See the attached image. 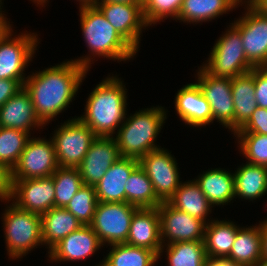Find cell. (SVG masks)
I'll use <instances>...</instances> for the list:
<instances>
[{
	"mask_svg": "<svg viewBox=\"0 0 267 266\" xmlns=\"http://www.w3.org/2000/svg\"><path fill=\"white\" fill-rule=\"evenodd\" d=\"M87 72L71 59L27 76L23 87L44 126L67 110Z\"/></svg>",
	"mask_w": 267,
	"mask_h": 266,
	"instance_id": "1",
	"label": "cell"
},
{
	"mask_svg": "<svg viewBox=\"0 0 267 266\" xmlns=\"http://www.w3.org/2000/svg\"><path fill=\"white\" fill-rule=\"evenodd\" d=\"M122 82L118 76L103 79L89 94L84 115L77 117L96 136L113 137L125 122L127 89Z\"/></svg>",
	"mask_w": 267,
	"mask_h": 266,
	"instance_id": "2",
	"label": "cell"
},
{
	"mask_svg": "<svg viewBox=\"0 0 267 266\" xmlns=\"http://www.w3.org/2000/svg\"><path fill=\"white\" fill-rule=\"evenodd\" d=\"M79 11L82 35L91 54L73 61L89 71L93 62L91 55L120 62L136 55L137 51L117 33L96 6L80 8Z\"/></svg>",
	"mask_w": 267,
	"mask_h": 266,
	"instance_id": "3",
	"label": "cell"
},
{
	"mask_svg": "<svg viewBox=\"0 0 267 266\" xmlns=\"http://www.w3.org/2000/svg\"><path fill=\"white\" fill-rule=\"evenodd\" d=\"M166 112L164 107L158 106L127 117L114 137L120 156L139 160L148 152L160 149L155 140L167 119Z\"/></svg>",
	"mask_w": 267,
	"mask_h": 266,
	"instance_id": "4",
	"label": "cell"
},
{
	"mask_svg": "<svg viewBox=\"0 0 267 266\" xmlns=\"http://www.w3.org/2000/svg\"><path fill=\"white\" fill-rule=\"evenodd\" d=\"M3 215L7 253L10 259L22 258L43 245L41 215L22 210L11 202Z\"/></svg>",
	"mask_w": 267,
	"mask_h": 266,
	"instance_id": "5",
	"label": "cell"
},
{
	"mask_svg": "<svg viewBox=\"0 0 267 266\" xmlns=\"http://www.w3.org/2000/svg\"><path fill=\"white\" fill-rule=\"evenodd\" d=\"M228 28L217 39L208 61L202 67L213 76L234 78L254 67L246 58L240 31L233 24Z\"/></svg>",
	"mask_w": 267,
	"mask_h": 266,
	"instance_id": "6",
	"label": "cell"
},
{
	"mask_svg": "<svg viewBox=\"0 0 267 266\" xmlns=\"http://www.w3.org/2000/svg\"><path fill=\"white\" fill-rule=\"evenodd\" d=\"M10 23L0 33V79H14L24 85V71L37 50L36 33H21L13 36Z\"/></svg>",
	"mask_w": 267,
	"mask_h": 266,
	"instance_id": "7",
	"label": "cell"
},
{
	"mask_svg": "<svg viewBox=\"0 0 267 266\" xmlns=\"http://www.w3.org/2000/svg\"><path fill=\"white\" fill-rule=\"evenodd\" d=\"M138 209L127 202H98L89 226L102 245L126 243L132 217Z\"/></svg>",
	"mask_w": 267,
	"mask_h": 266,
	"instance_id": "8",
	"label": "cell"
},
{
	"mask_svg": "<svg viewBox=\"0 0 267 266\" xmlns=\"http://www.w3.org/2000/svg\"><path fill=\"white\" fill-rule=\"evenodd\" d=\"M52 137L59 167L77 168L96 135L77 117H72L61 124Z\"/></svg>",
	"mask_w": 267,
	"mask_h": 266,
	"instance_id": "9",
	"label": "cell"
},
{
	"mask_svg": "<svg viewBox=\"0 0 267 266\" xmlns=\"http://www.w3.org/2000/svg\"><path fill=\"white\" fill-rule=\"evenodd\" d=\"M59 168L52 138H29L19 161L10 172V180L51 176Z\"/></svg>",
	"mask_w": 267,
	"mask_h": 266,
	"instance_id": "10",
	"label": "cell"
},
{
	"mask_svg": "<svg viewBox=\"0 0 267 266\" xmlns=\"http://www.w3.org/2000/svg\"><path fill=\"white\" fill-rule=\"evenodd\" d=\"M246 5L244 16L230 24L240 31L248 62L254 68L267 67V14L249 2Z\"/></svg>",
	"mask_w": 267,
	"mask_h": 266,
	"instance_id": "11",
	"label": "cell"
},
{
	"mask_svg": "<svg viewBox=\"0 0 267 266\" xmlns=\"http://www.w3.org/2000/svg\"><path fill=\"white\" fill-rule=\"evenodd\" d=\"M140 167L152 182L155 194L163 202L180 186V175L176 158L165 148L148 152L139 159Z\"/></svg>",
	"mask_w": 267,
	"mask_h": 266,
	"instance_id": "12",
	"label": "cell"
},
{
	"mask_svg": "<svg viewBox=\"0 0 267 266\" xmlns=\"http://www.w3.org/2000/svg\"><path fill=\"white\" fill-rule=\"evenodd\" d=\"M197 84L209 102L214 120L234 134V101L232 98V78L217 77L208 73L202 66L197 72Z\"/></svg>",
	"mask_w": 267,
	"mask_h": 266,
	"instance_id": "13",
	"label": "cell"
},
{
	"mask_svg": "<svg viewBox=\"0 0 267 266\" xmlns=\"http://www.w3.org/2000/svg\"><path fill=\"white\" fill-rule=\"evenodd\" d=\"M157 208L162 244L204 240L206 228L204 221L174 208L167 201H163Z\"/></svg>",
	"mask_w": 267,
	"mask_h": 266,
	"instance_id": "14",
	"label": "cell"
},
{
	"mask_svg": "<svg viewBox=\"0 0 267 266\" xmlns=\"http://www.w3.org/2000/svg\"><path fill=\"white\" fill-rule=\"evenodd\" d=\"M10 181V199H13L12 203L18 208L42 215L55 207V188L52 176Z\"/></svg>",
	"mask_w": 267,
	"mask_h": 266,
	"instance_id": "15",
	"label": "cell"
},
{
	"mask_svg": "<svg viewBox=\"0 0 267 266\" xmlns=\"http://www.w3.org/2000/svg\"><path fill=\"white\" fill-rule=\"evenodd\" d=\"M96 7L109 23L137 52L142 29L148 27L142 4L97 2Z\"/></svg>",
	"mask_w": 267,
	"mask_h": 266,
	"instance_id": "16",
	"label": "cell"
},
{
	"mask_svg": "<svg viewBox=\"0 0 267 266\" xmlns=\"http://www.w3.org/2000/svg\"><path fill=\"white\" fill-rule=\"evenodd\" d=\"M120 157L114 136H96L81 164L77 167L83 184L97 185L107 170Z\"/></svg>",
	"mask_w": 267,
	"mask_h": 266,
	"instance_id": "17",
	"label": "cell"
},
{
	"mask_svg": "<svg viewBox=\"0 0 267 266\" xmlns=\"http://www.w3.org/2000/svg\"><path fill=\"white\" fill-rule=\"evenodd\" d=\"M101 246L103 247L93 229L89 225H84L56 244L48 252V256L50 261L55 262L85 260L98 251Z\"/></svg>",
	"mask_w": 267,
	"mask_h": 266,
	"instance_id": "18",
	"label": "cell"
},
{
	"mask_svg": "<svg viewBox=\"0 0 267 266\" xmlns=\"http://www.w3.org/2000/svg\"><path fill=\"white\" fill-rule=\"evenodd\" d=\"M126 244L146 248L160 255L163 244L157 207L140 208L134 213Z\"/></svg>",
	"mask_w": 267,
	"mask_h": 266,
	"instance_id": "19",
	"label": "cell"
},
{
	"mask_svg": "<svg viewBox=\"0 0 267 266\" xmlns=\"http://www.w3.org/2000/svg\"><path fill=\"white\" fill-rule=\"evenodd\" d=\"M174 104L179 118L185 124L201 127L212 123L210 104L197 83L187 84L178 90Z\"/></svg>",
	"mask_w": 267,
	"mask_h": 266,
	"instance_id": "20",
	"label": "cell"
},
{
	"mask_svg": "<svg viewBox=\"0 0 267 266\" xmlns=\"http://www.w3.org/2000/svg\"><path fill=\"white\" fill-rule=\"evenodd\" d=\"M44 124L35 113L29 93L23 87L0 107V127L12 128L31 134L33 128Z\"/></svg>",
	"mask_w": 267,
	"mask_h": 266,
	"instance_id": "21",
	"label": "cell"
},
{
	"mask_svg": "<svg viewBox=\"0 0 267 266\" xmlns=\"http://www.w3.org/2000/svg\"><path fill=\"white\" fill-rule=\"evenodd\" d=\"M138 165V159L122 156L113 163L95 185L97 201L109 203L125 202V183Z\"/></svg>",
	"mask_w": 267,
	"mask_h": 266,
	"instance_id": "22",
	"label": "cell"
},
{
	"mask_svg": "<svg viewBox=\"0 0 267 266\" xmlns=\"http://www.w3.org/2000/svg\"><path fill=\"white\" fill-rule=\"evenodd\" d=\"M198 176L194 180L213 207L226 205L236 198L233 173L216 168Z\"/></svg>",
	"mask_w": 267,
	"mask_h": 266,
	"instance_id": "23",
	"label": "cell"
},
{
	"mask_svg": "<svg viewBox=\"0 0 267 266\" xmlns=\"http://www.w3.org/2000/svg\"><path fill=\"white\" fill-rule=\"evenodd\" d=\"M82 223L67 209L53 207L41 215L43 245L48 252L62 239L82 227Z\"/></svg>",
	"mask_w": 267,
	"mask_h": 266,
	"instance_id": "24",
	"label": "cell"
},
{
	"mask_svg": "<svg viewBox=\"0 0 267 266\" xmlns=\"http://www.w3.org/2000/svg\"><path fill=\"white\" fill-rule=\"evenodd\" d=\"M232 98L234 101V133L250 118L258 107L255 99L254 68L242 75L232 78Z\"/></svg>",
	"mask_w": 267,
	"mask_h": 266,
	"instance_id": "25",
	"label": "cell"
},
{
	"mask_svg": "<svg viewBox=\"0 0 267 266\" xmlns=\"http://www.w3.org/2000/svg\"><path fill=\"white\" fill-rule=\"evenodd\" d=\"M167 202L174 208L186 212L206 224L208 223L207 215L211 213L213 208L194 179L184 183L181 182L176 192Z\"/></svg>",
	"mask_w": 267,
	"mask_h": 266,
	"instance_id": "26",
	"label": "cell"
},
{
	"mask_svg": "<svg viewBox=\"0 0 267 266\" xmlns=\"http://www.w3.org/2000/svg\"><path fill=\"white\" fill-rule=\"evenodd\" d=\"M207 220L203 240L207 258H228L240 227L229 220Z\"/></svg>",
	"mask_w": 267,
	"mask_h": 266,
	"instance_id": "27",
	"label": "cell"
},
{
	"mask_svg": "<svg viewBox=\"0 0 267 266\" xmlns=\"http://www.w3.org/2000/svg\"><path fill=\"white\" fill-rule=\"evenodd\" d=\"M237 0H183L177 20L184 23L210 21L237 8Z\"/></svg>",
	"mask_w": 267,
	"mask_h": 266,
	"instance_id": "28",
	"label": "cell"
},
{
	"mask_svg": "<svg viewBox=\"0 0 267 266\" xmlns=\"http://www.w3.org/2000/svg\"><path fill=\"white\" fill-rule=\"evenodd\" d=\"M235 196L249 201L267 193V167L247 163L234 172Z\"/></svg>",
	"mask_w": 267,
	"mask_h": 266,
	"instance_id": "29",
	"label": "cell"
},
{
	"mask_svg": "<svg viewBox=\"0 0 267 266\" xmlns=\"http://www.w3.org/2000/svg\"><path fill=\"white\" fill-rule=\"evenodd\" d=\"M125 202L137 208H156L162 201L155 194L152 182L138 165L125 183Z\"/></svg>",
	"mask_w": 267,
	"mask_h": 266,
	"instance_id": "30",
	"label": "cell"
},
{
	"mask_svg": "<svg viewBox=\"0 0 267 266\" xmlns=\"http://www.w3.org/2000/svg\"><path fill=\"white\" fill-rule=\"evenodd\" d=\"M228 258L241 266H253L261 259L259 226L242 227L237 231Z\"/></svg>",
	"mask_w": 267,
	"mask_h": 266,
	"instance_id": "31",
	"label": "cell"
},
{
	"mask_svg": "<svg viewBox=\"0 0 267 266\" xmlns=\"http://www.w3.org/2000/svg\"><path fill=\"white\" fill-rule=\"evenodd\" d=\"M111 246L108 255L97 266H154L159 259L154 251L146 248L126 243L112 244Z\"/></svg>",
	"mask_w": 267,
	"mask_h": 266,
	"instance_id": "32",
	"label": "cell"
},
{
	"mask_svg": "<svg viewBox=\"0 0 267 266\" xmlns=\"http://www.w3.org/2000/svg\"><path fill=\"white\" fill-rule=\"evenodd\" d=\"M164 246L169 266H204L207 259L203 241L164 244L158 258H161Z\"/></svg>",
	"mask_w": 267,
	"mask_h": 266,
	"instance_id": "33",
	"label": "cell"
},
{
	"mask_svg": "<svg viewBox=\"0 0 267 266\" xmlns=\"http://www.w3.org/2000/svg\"><path fill=\"white\" fill-rule=\"evenodd\" d=\"M30 137L25 131L0 127V164L8 171L16 166Z\"/></svg>",
	"mask_w": 267,
	"mask_h": 266,
	"instance_id": "34",
	"label": "cell"
},
{
	"mask_svg": "<svg viewBox=\"0 0 267 266\" xmlns=\"http://www.w3.org/2000/svg\"><path fill=\"white\" fill-rule=\"evenodd\" d=\"M55 207L65 208L84 185L78 168L59 167L52 175Z\"/></svg>",
	"mask_w": 267,
	"mask_h": 266,
	"instance_id": "35",
	"label": "cell"
},
{
	"mask_svg": "<svg viewBox=\"0 0 267 266\" xmlns=\"http://www.w3.org/2000/svg\"><path fill=\"white\" fill-rule=\"evenodd\" d=\"M95 186L83 185L65 207L82 225H90L97 205Z\"/></svg>",
	"mask_w": 267,
	"mask_h": 266,
	"instance_id": "36",
	"label": "cell"
},
{
	"mask_svg": "<svg viewBox=\"0 0 267 266\" xmlns=\"http://www.w3.org/2000/svg\"><path fill=\"white\" fill-rule=\"evenodd\" d=\"M238 138L240 153L250 164L267 167V135L258 133H234Z\"/></svg>",
	"mask_w": 267,
	"mask_h": 266,
	"instance_id": "37",
	"label": "cell"
},
{
	"mask_svg": "<svg viewBox=\"0 0 267 266\" xmlns=\"http://www.w3.org/2000/svg\"><path fill=\"white\" fill-rule=\"evenodd\" d=\"M183 0H143V15L148 26L167 19L178 18Z\"/></svg>",
	"mask_w": 267,
	"mask_h": 266,
	"instance_id": "38",
	"label": "cell"
},
{
	"mask_svg": "<svg viewBox=\"0 0 267 266\" xmlns=\"http://www.w3.org/2000/svg\"><path fill=\"white\" fill-rule=\"evenodd\" d=\"M235 133H258L267 135V109L257 107L249 120Z\"/></svg>",
	"mask_w": 267,
	"mask_h": 266,
	"instance_id": "39",
	"label": "cell"
},
{
	"mask_svg": "<svg viewBox=\"0 0 267 266\" xmlns=\"http://www.w3.org/2000/svg\"><path fill=\"white\" fill-rule=\"evenodd\" d=\"M255 99L258 107L267 109V68H254Z\"/></svg>",
	"mask_w": 267,
	"mask_h": 266,
	"instance_id": "40",
	"label": "cell"
},
{
	"mask_svg": "<svg viewBox=\"0 0 267 266\" xmlns=\"http://www.w3.org/2000/svg\"><path fill=\"white\" fill-rule=\"evenodd\" d=\"M22 88L23 86L17 80L0 79V107Z\"/></svg>",
	"mask_w": 267,
	"mask_h": 266,
	"instance_id": "41",
	"label": "cell"
},
{
	"mask_svg": "<svg viewBox=\"0 0 267 266\" xmlns=\"http://www.w3.org/2000/svg\"><path fill=\"white\" fill-rule=\"evenodd\" d=\"M11 181L10 171L0 164V199L1 201H11Z\"/></svg>",
	"mask_w": 267,
	"mask_h": 266,
	"instance_id": "42",
	"label": "cell"
},
{
	"mask_svg": "<svg viewBox=\"0 0 267 266\" xmlns=\"http://www.w3.org/2000/svg\"><path fill=\"white\" fill-rule=\"evenodd\" d=\"M258 226L261 237V259L267 260V219L260 222Z\"/></svg>",
	"mask_w": 267,
	"mask_h": 266,
	"instance_id": "43",
	"label": "cell"
},
{
	"mask_svg": "<svg viewBox=\"0 0 267 266\" xmlns=\"http://www.w3.org/2000/svg\"><path fill=\"white\" fill-rule=\"evenodd\" d=\"M204 266H241L234 261H231L229 258L225 257H212L207 258Z\"/></svg>",
	"mask_w": 267,
	"mask_h": 266,
	"instance_id": "44",
	"label": "cell"
},
{
	"mask_svg": "<svg viewBox=\"0 0 267 266\" xmlns=\"http://www.w3.org/2000/svg\"><path fill=\"white\" fill-rule=\"evenodd\" d=\"M1 5H2V0L0 1V33L2 32V30L10 23V21H7L6 19V17L5 16H3V15H5L4 13H2V12H4V11H2V7H1Z\"/></svg>",
	"mask_w": 267,
	"mask_h": 266,
	"instance_id": "45",
	"label": "cell"
},
{
	"mask_svg": "<svg viewBox=\"0 0 267 266\" xmlns=\"http://www.w3.org/2000/svg\"><path fill=\"white\" fill-rule=\"evenodd\" d=\"M97 2H118V3L143 4V0H98Z\"/></svg>",
	"mask_w": 267,
	"mask_h": 266,
	"instance_id": "46",
	"label": "cell"
},
{
	"mask_svg": "<svg viewBox=\"0 0 267 266\" xmlns=\"http://www.w3.org/2000/svg\"><path fill=\"white\" fill-rule=\"evenodd\" d=\"M80 8L96 6L98 0H78Z\"/></svg>",
	"mask_w": 267,
	"mask_h": 266,
	"instance_id": "47",
	"label": "cell"
},
{
	"mask_svg": "<svg viewBox=\"0 0 267 266\" xmlns=\"http://www.w3.org/2000/svg\"><path fill=\"white\" fill-rule=\"evenodd\" d=\"M256 7L259 8L263 13L267 14V0H261Z\"/></svg>",
	"mask_w": 267,
	"mask_h": 266,
	"instance_id": "48",
	"label": "cell"
},
{
	"mask_svg": "<svg viewBox=\"0 0 267 266\" xmlns=\"http://www.w3.org/2000/svg\"><path fill=\"white\" fill-rule=\"evenodd\" d=\"M253 266H267V260L260 259Z\"/></svg>",
	"mask_w": 267,
	"mask_h": 266,
	"instance_id": "49",
	"label": "cell"
},
{
	"mask_svg": "<svg viewBox=\"0 0 267 266\" xmlns=\"http://www.w3.org/2000/svg\"><path fill=\"white\" fill-rule=\"evenodd\" d=\"M34 3H37V5H40L42 7H45L46 2H48V0H33Z\"/></svg>",
	"mask_w": 267,
	"mask_h": 266,
	"instance_id": "50",
	"label": "cell"
},
{
	"mask_svg": "<svg viewBox=\"0 0 267 266\" xmlns=\"http://www.w3.org/2000/svg\"><path fill=\"white\" fill-rule=\"evenodd\" d=\"M261 0H249L248 2L252 5H257Z\"/></svg>",
	"mask_w": 267,
	"mask_h": 266,
	"instance_id": "51",
	"label": "cell"
},
{
	"mask_svg": "<svg viewBox=\"0 0 267 266\" xmlns=\"http://www.w3.org/2000/svg\"><path fill=\"white\" fill-rule=\"evenodd\" d=\"M239 3H241V4H245V3H247L249 0H237ZM243 1H244V3H243Z\"/></svg>",
	"mask_w": 267,
	"mask_h": 266,
	"instance_id": "52",
	"label": "cell"
}]
</instances>
